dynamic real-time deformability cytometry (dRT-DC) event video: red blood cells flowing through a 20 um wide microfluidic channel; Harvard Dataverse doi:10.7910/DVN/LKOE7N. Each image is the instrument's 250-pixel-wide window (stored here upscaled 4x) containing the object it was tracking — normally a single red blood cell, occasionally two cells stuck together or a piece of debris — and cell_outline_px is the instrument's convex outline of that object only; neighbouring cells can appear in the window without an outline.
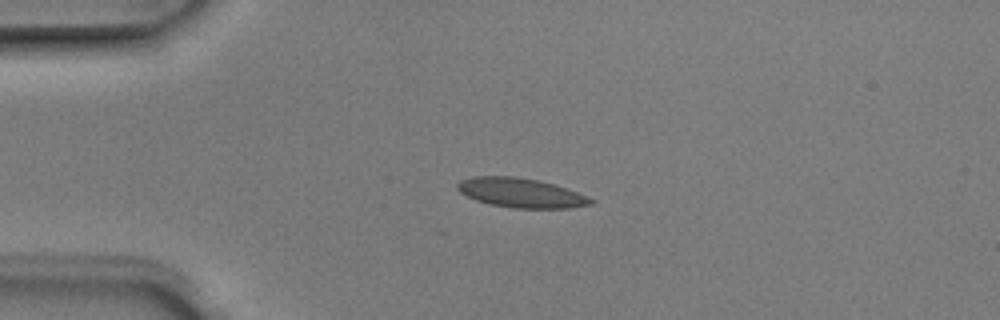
{"species": "Egyptian fruit bat (a non-hibernating species)", "species_latin": "Rousettus aegyptiacus", "temperature_condition": "room temperature", "stored_images_in_passage": 4, "camera_frame_rate_fps": 3000, "um_per_image_px": 0.085, "animal": {"sex": "male"}, "frame": {"image": 1, "passage_image": 3, "time_ms": 0.667, "image_size_px": [1000, 320], "cell_outline_px": [[596, 200], [592, 204], [568, 208], [512, 208], [488, 204], [476, 200], [460, 192], [456, 188], [456, 184], [460, 180], [472, 176], [516, 176], [556, 184], [568, 188], [588, 196]], "centroid_in_image_um": [44.28, 16.39], "position_along_channel_um": 40.7, "area_um2": 23.12}}